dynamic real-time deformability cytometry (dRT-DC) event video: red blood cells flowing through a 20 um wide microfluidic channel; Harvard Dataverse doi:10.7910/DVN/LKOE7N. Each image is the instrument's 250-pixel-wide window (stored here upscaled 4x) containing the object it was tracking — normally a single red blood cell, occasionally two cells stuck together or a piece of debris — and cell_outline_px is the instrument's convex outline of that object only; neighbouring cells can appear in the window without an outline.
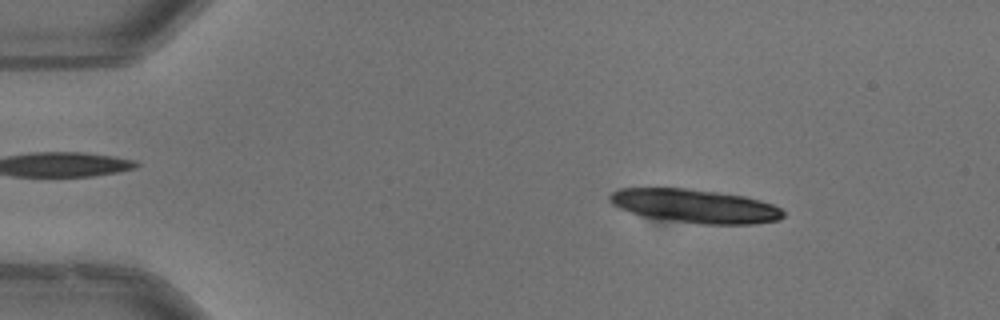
{"species": "common noctule bat (a hibernating species)", "species_latin": "Nyctalus noctula", "temperature_condition": "warm", "stored_images_in_passage": 17, "camera_frame_rate_fps": 3000, "um_per_image_px": 0.085, "animal": {"sex": "male", "body_mass_g": 13.3}, "frame": {"image": 1, "passage_image": 5, "time_ms": 1.333, "image_size_px": [1000, 320], "cell_outline_px": [[784, 216], [780, 220], [756, 224], [700, 224], [644, 216], [620, 208], [612, 204], [608, 200], [608, 196], [612, 192], [620, 188], [688, 188], [744, 196], [760, 200], [772, 204], [780, 208], [784, 212]], "centroid_in_image_um": [59.1, 17.51], "position_along_channel_um": 25.9, "area_um2": 33.93}}